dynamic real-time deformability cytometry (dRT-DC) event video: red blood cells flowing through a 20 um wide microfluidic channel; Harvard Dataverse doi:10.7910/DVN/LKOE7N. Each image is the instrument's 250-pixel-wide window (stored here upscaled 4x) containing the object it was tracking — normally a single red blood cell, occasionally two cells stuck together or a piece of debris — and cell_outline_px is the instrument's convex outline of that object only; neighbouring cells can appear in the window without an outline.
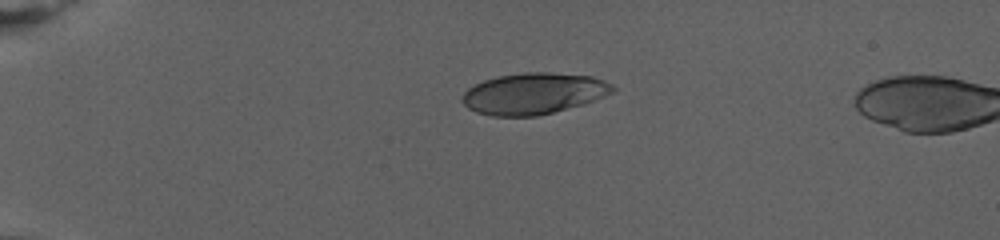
{"species": "human", "species_latin": "Homo sapiens", "temperature_condition": "warm", "stored_images_in_passage": 59, "camera_frame_rate_fps": 3000, "um_per_image_px": 0.085, "donor": {"sex": "female"}, "frame": {"image": 1, "passage_image": 1, "time_ms": 0.0, "image_size_px": [1000, 240], "cell_outline_px": [[616, 92], [584, 104], [536, 116], [492, 116], [476, 112], [468, 108], [460, 100], [460, 96], [468, 88], [484, 80], [496, 76], [524, 72], [548, 72], [592, 76], [604, 80], [612, 84], [616, 88]], "centroid_in_image_um": [45.37, 7.94], "position_along_channel_um": 39.6, "area_um2": 36.47}}
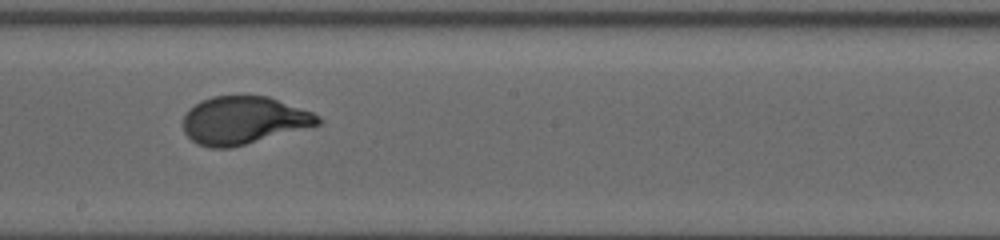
{"frame": {"image": 2, "passage_image": 28, "time_ms": 9.0, "image_size_px": [1000, 240], "cell_outline_px": [[324, 120], [320, 124], [232, 148], [208, 148], [196, 144], [184, 132], [184, 116], [188, 108], [200, 100], [212, 96], [268, 96], [312, 112], [320, 116]], "centroid_in_image_um": [20.68, 10.23], "position_along_channel_um": 227.5, "area_um2": 37.63}}
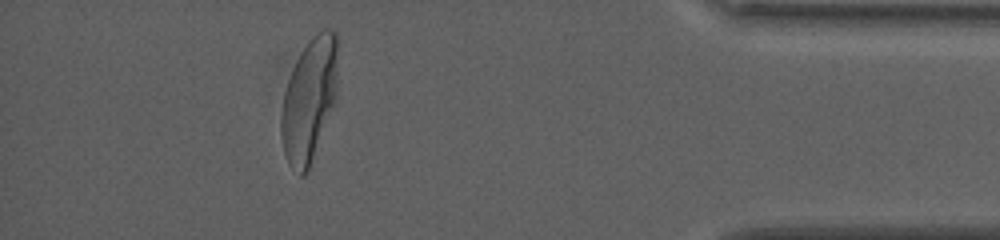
{"frame": {"image": 3, "passage_image": 52, "time_ms": 17.0, "image_size_px": [1000, 240], "cell_outline_px": [[336, 96], [332, 108], [308, 172], [304, 176], [300, 176], [288, 164], [284, 152], [280, 132], [280, 112], [284, 92], [288, 80], [296, 60], [300, 52], [308, 40], [320, 28], [328, 28], [336, 32]], "centroid_in_image_um": [26.25, 8.49], "position_along_channel_um": 409.0, "area_um2": 40.69}, "authors_computed_cell_mechanics": {"area_um2": 38.148, "velocity_mm_per_s": 2.7464, "shape_relaxation_time_tau1_ms": 4.9338, "shape_relaxation_time_tau2_ms": null, "deformation_change_tau1": 0.2172, "deformation_change_tau2": null}}